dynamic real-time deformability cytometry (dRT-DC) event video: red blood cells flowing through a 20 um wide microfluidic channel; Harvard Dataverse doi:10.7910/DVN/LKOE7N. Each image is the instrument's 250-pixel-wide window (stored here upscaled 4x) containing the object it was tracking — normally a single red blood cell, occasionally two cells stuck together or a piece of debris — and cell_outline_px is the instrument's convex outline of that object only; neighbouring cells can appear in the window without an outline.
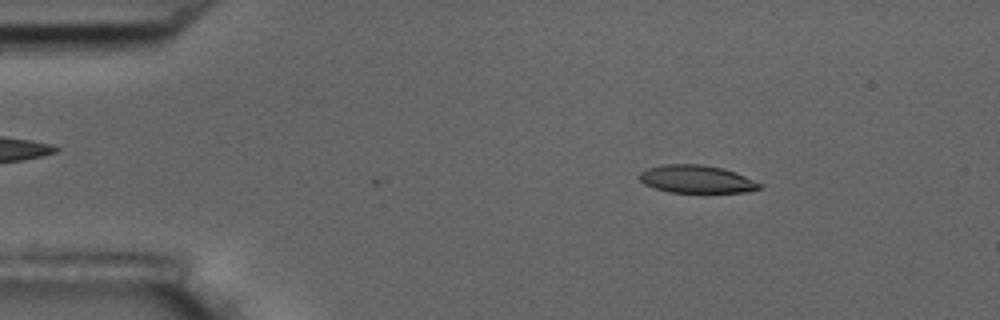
{"species": "common noctule bat (a hibernating species)", "species_latin": "Nyctalus noctula", "temperature_condition": "room temperature", "stored_images_in_passage": 3, "camera_frame_rate_fps": 3000, "um_per_image_px": 0.085, "animal": {"sex": "male", "body_mass_g": 17.5, "forearm_length_mm": 52.3}, "frame": {"image": 1, "passage_image": 1, "time_ms": 0.0, "image_size_px": [1000, 320], "cell_outline_px": [[764, 184], [760, 188], [752, 192], [668, 192], [644, 184], [640, 180], [640, 172], [648, 168], [664, 164], [700, 164], [720, 168], [736, 172]], "centroid_in_image_um": [59.25, 15.23], "position_along_channel_um": 25.8, "area_um2": 19.42}}